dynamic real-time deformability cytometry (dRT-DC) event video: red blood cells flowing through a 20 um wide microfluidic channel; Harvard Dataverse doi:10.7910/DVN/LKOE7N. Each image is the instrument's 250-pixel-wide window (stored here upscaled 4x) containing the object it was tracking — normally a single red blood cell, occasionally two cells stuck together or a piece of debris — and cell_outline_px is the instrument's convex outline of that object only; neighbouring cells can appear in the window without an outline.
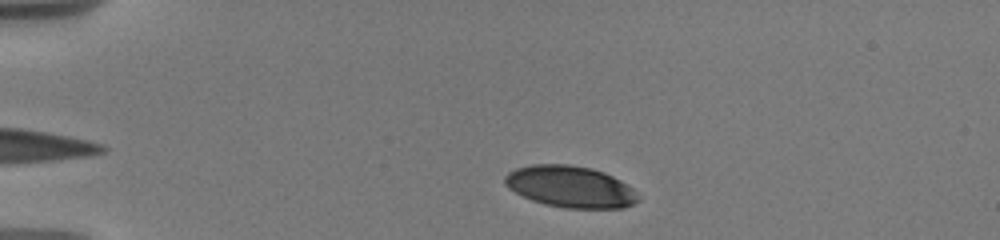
{"species": "human", "species_latin": "Homo sapiens", "temperature_condition": "warm", "stored_images_in_passage": 18, "camera_frame_rate_fps": 3000, "um_per_image_px": 0.085, "donor": {"sex": "male"}, "frame": {"image": 1, "passage_image": 1, "time_ms": 0.0, "image_size_px": [1000, 240], "cell_outline_px": [[640, 200], [624, 208], [564, 208], [544, 204], [532, 200], [508, 188], [504, 184], [504, 176], [508, 172], [516, 168], [532, 164], [568, 164], [592, 168], [604, 172], [628, 184], [640, 196]], "centroid_in_image_um": [48.49, 15.87], "position_along_channel_um": 36.5, "area_um2": 32.48}}
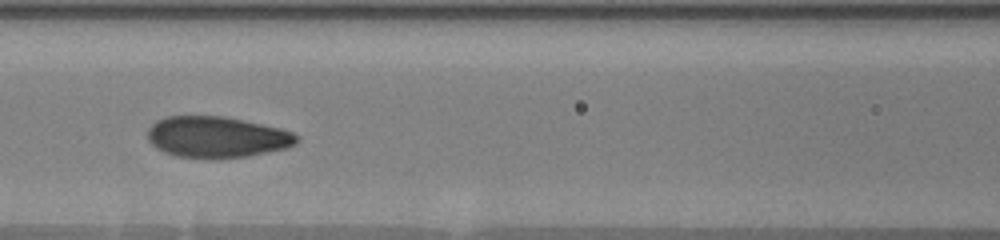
{"frame": {"image": 2, "passage_image": 10, "time_ms": 4.667, "image_size_px": [1000, 240], "cell_outline_px": [[300, 140], [296, 144], [288, 148], [248, 156], [208, 160], [176, 156], [164, 152], [156, 148], [148, 140], [148, 128], [156, 120], [168, 116], [224, 116], [280, 128], [292, 132], [300, 136]], "centroid_in_image_um": [18.44, 11.67], "position_along_channel_um": 148.2, "area_um2": 36.3}}
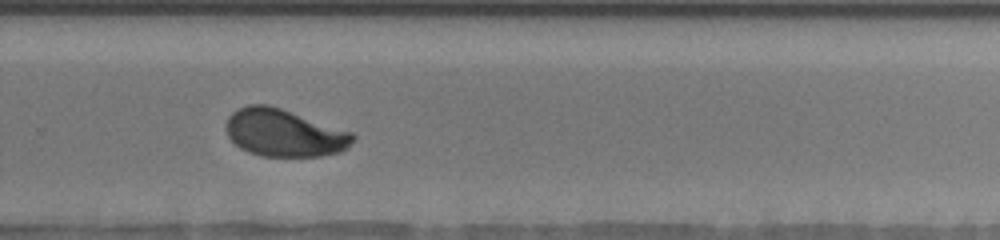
{"frame": {"image": 3, "passage_image": 17, "time_ms": 9.0, "image_size_px": [1000, 240], "cell_outline_px": [[356, 140], [348, 148], [340, 152], [320, 156], [260, 156], [248, 152], [240, 148], [228, 136], [228, 116], [232, 112], [248, 104], [268, 104], [352, 132], [356, 136]], "centroid_in_image_um": [24.19, 11.3], "position_along_channel_um": 305.6, "area_um2": 34.91}}